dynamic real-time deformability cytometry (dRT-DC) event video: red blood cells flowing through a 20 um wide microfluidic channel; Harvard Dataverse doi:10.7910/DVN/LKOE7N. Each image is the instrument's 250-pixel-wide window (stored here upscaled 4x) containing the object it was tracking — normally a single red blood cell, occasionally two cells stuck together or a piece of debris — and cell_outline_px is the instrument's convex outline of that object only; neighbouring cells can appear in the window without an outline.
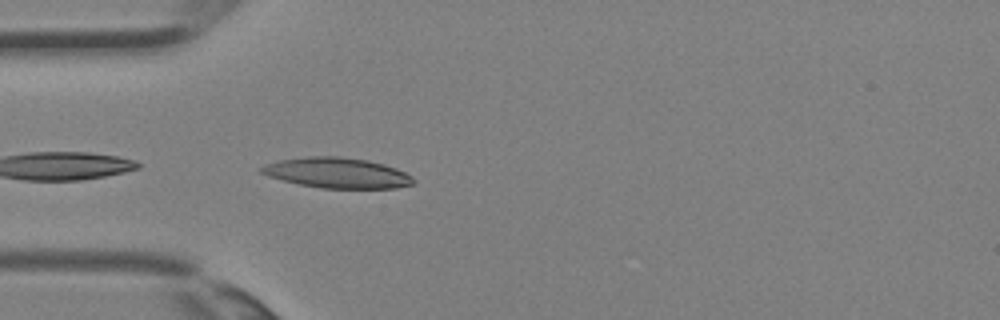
{"species": "Egyptian fruit bat (a non-hibernating species)", "species_latin": "Rousettus aegyptiacus", "temperature_condition": "room temperature", "stored_images_in_passage": 12, "camera_frame_rate_fps": 3000, "um_per_image_px": 0.085, "animal": {"sex": "female"}, "frame": {"image": 1, "passage_image": 6, "time_ms": 1.667, "image_size_px": [1000, 320], "cell_outline_px": [[416, 180], [412, 184], [396, 188], [320, 188], [300, 184], [268, 176], [260, 172], [260, 168], [264, 164], [280, 160], [308, 156], [340, 156], [368, 160], [384, 164], [396, 168], [412, 176]], "centroid_in_image_um": [28.67, 14.69], "position_along_channel_um": 56.3, "area_um2": 26.88}}